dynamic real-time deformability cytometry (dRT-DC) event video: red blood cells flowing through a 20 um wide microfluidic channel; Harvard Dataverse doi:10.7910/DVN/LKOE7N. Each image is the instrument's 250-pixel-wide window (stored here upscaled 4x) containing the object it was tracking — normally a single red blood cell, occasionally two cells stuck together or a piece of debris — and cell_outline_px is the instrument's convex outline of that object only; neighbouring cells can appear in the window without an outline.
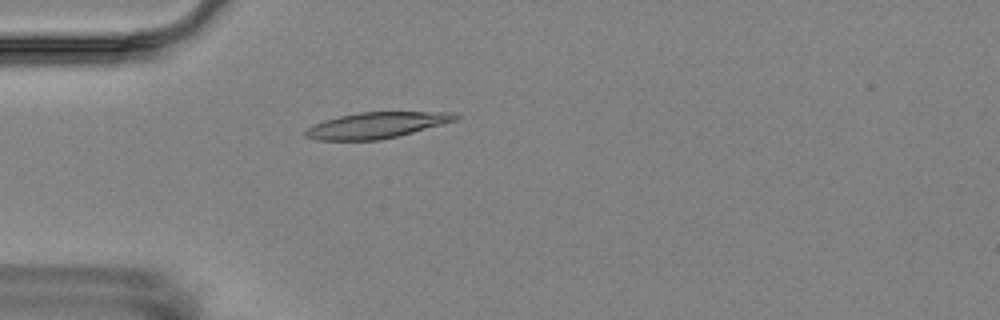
{"species": "Egyptian fruit bat (a non-hibernating species)", "species_latin": "Rousettus aegyptiacus", "temperature_condition": "room temperature", "stored_images_in_passage": 2, "camera_frame_rate_fps": 3000, "um_per_image_px": 0.085, "animal": {"sex": "female"}, "frame": {"image": 1, "passage_image": 2, "time_ms": 1.0, "image_size_px": [1000, 320], "cell_outline_px": [[460, 116], [456, 120], [412, 132], [380, 140], [316, 140], [304, 136], [304, 132], [308, 128], [324, 120], [340, 116], [360, 112], [456, 112]], "centroid_in_image_um": [31.99, 10.64], "position_along_channel_um": 53.0, "area_um2": 22.43}}